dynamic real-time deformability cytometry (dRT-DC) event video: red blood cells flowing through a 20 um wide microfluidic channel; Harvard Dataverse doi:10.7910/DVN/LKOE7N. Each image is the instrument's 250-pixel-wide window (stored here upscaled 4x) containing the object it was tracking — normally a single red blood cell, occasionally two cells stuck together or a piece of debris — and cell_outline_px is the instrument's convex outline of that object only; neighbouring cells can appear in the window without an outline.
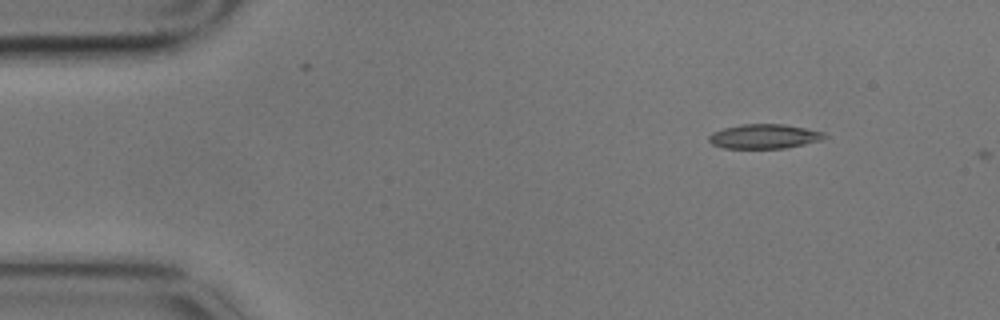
{"species": "common noctule bat (a hibernating species)", "species_latin": "Nyctalus noctula", "temperature_condition": "cold", "stored_images_in_passage": 8, "camera_frame_rate_fps": 3000, "um_per_image_px": 0.085, "animal": {"sex": "male", "body_mass_g": 17.9}, "frame": {"image": 1, "passage_image": 1, "time_ms": 0.0, "image_size_px": [1000, 320], "cell_outline_px": [[828, 136], [820, 140], [804, 144], [784, 148], [724, 148], [712, 144], [708, 140], [708, 136], [712, 132], [724, 128], [740, 124], [784, 124], [824, 132]], "centroid_in_image_um": [64.93, 11.59], "position_along_channel_um": 20.1, "area_um2": 16.42}}
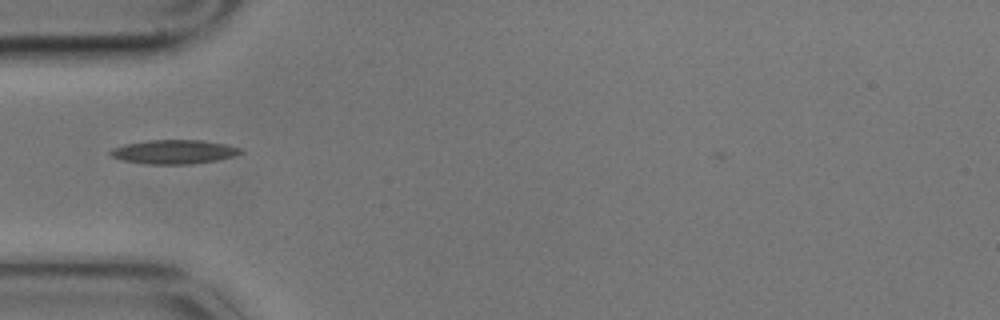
{"frame": {"image": 2, "passage_image": 4, "time_ms": 1.0, "image_size_px": [1000, 320], "cell_outline_px": [[244, 152], [236, 156], [216, 160], [188, 164], [148, 164], [120, 160], [112, 156], [108, 152], [112, 148], [124, 144], [148, 140], [200, 140], [224, 144], [240, 148]], "centroid_in_image_um": [14.76, 12.9], "position_along_channel_um": 70.2, "area_um2": 18.21}}
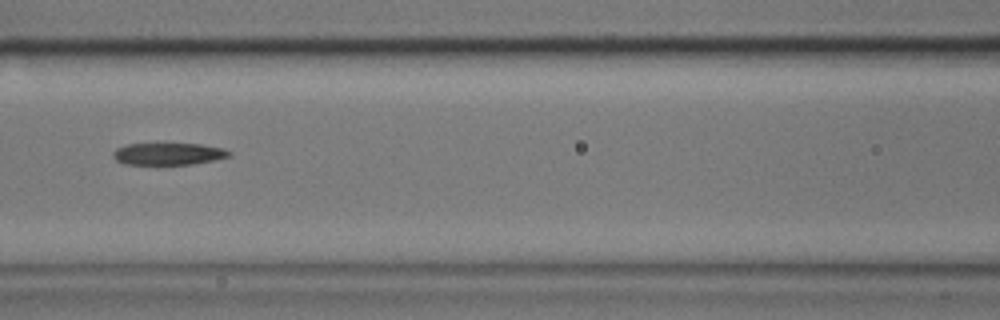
{"frame": {"image": 3, "passage_image": 6, "time_ms": 1.667, "image_size_px": [1000, 320], "cell_outline_px": [[232, 156], [192, 164], [124, 164], [116, 160], [112, 156], [112, 152], [116, 148], [128, 144], [156, 140], [200, 144], [224, 148], [232, 152]], "centroid_in_image_um": [14.28, 13.01], "position_along_channel_um": 152.3, "area_um2": 15.9}}